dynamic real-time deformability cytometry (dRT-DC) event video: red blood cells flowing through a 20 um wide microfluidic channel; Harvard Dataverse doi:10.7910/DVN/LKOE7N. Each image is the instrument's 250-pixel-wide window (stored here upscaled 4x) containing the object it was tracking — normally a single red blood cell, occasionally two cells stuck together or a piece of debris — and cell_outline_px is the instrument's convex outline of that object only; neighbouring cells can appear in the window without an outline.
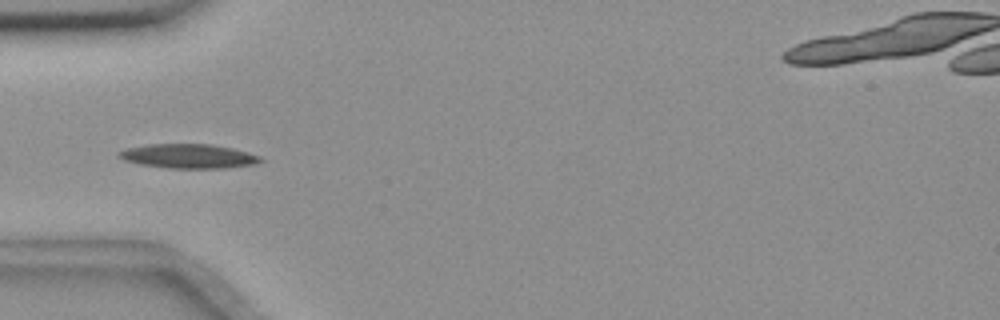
{"species": "common noctule bat (a hibernating species)", "species_latin": "Nyctalus noctula", "temperature_condition": "room temperature", "stored_images_in_passage": 17, "camera_frame_rate_fps": 3000, "um_per_image_px": 0.085, "animal": {"sex": "female", "body_mass_g": 18.4}, "frame": {"image": 1, "passage_image": 5, "time_ms": 4.667, "image_size_px": [1000, 320], "cell_outline_px": [[264, 160], [252, 164], [224, 168], [168, 168], [140, 164], [124, 160], [116, 156], [116, 152], [128, 148], [148, 144], [208, 144], [232, 148], [260, 156]], "centroid_in_image_um": [15.97, 13.27], "position_along_channel_um": 69.0, "area_um2": 19.88}}
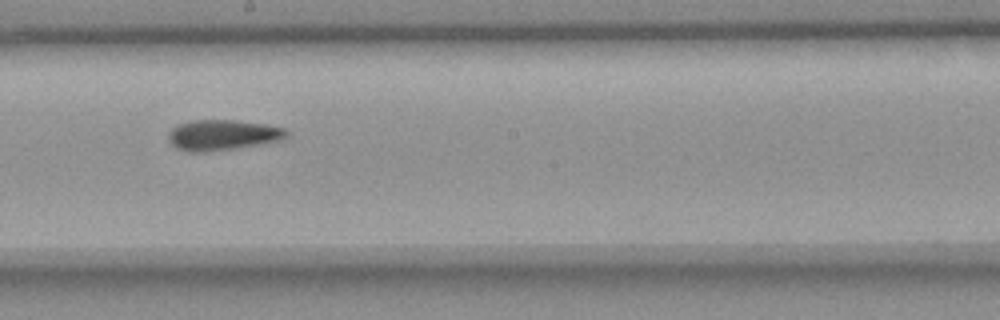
{"frame": {"image": 2, "passage_image": 11, "time_ms": 16.0, "image_size_px": [1000, 320], "cell_outline_px": [[288, 136], [280, 140], [260, 144], [236, 148], [208, 152], [188, 152], [176, 148], [168, 140], [168, 132], [176, 124], [192, 120], [236, 120], [268, 124], [284, 128], [288, 132]], "centroid_in_image_um": [18.89, 11.47], "position_along_channel_um": 229.3, "area_um2": 21.27}}
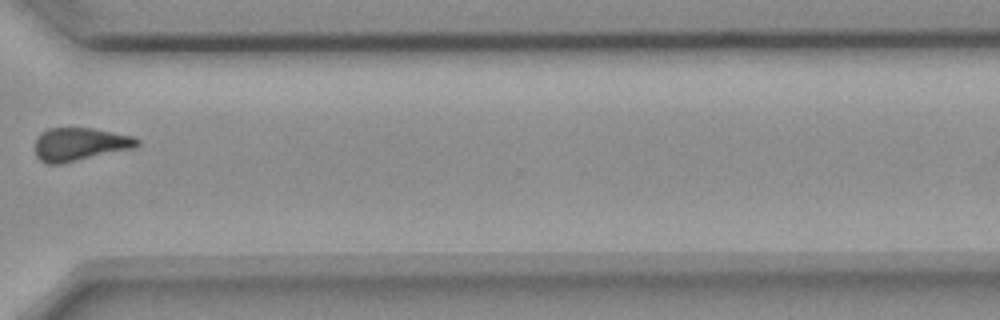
{"frame": {"image": 3, "passage_image": 14, "time_ms": 19.667, "image_size_px": [1000, 320], "cell_outline_px": [[140, 144], [136, 148], [60, 164], [48, 164], [40, 160], [36, 156], [36, 140], [40, 132], [48, 128], [92, 128], [132, 136], [140, 140]], "centroid_in_image_um": [6.8, 12.26], "position_along_channel_um": 363.8, "area_um2": 19.77}}